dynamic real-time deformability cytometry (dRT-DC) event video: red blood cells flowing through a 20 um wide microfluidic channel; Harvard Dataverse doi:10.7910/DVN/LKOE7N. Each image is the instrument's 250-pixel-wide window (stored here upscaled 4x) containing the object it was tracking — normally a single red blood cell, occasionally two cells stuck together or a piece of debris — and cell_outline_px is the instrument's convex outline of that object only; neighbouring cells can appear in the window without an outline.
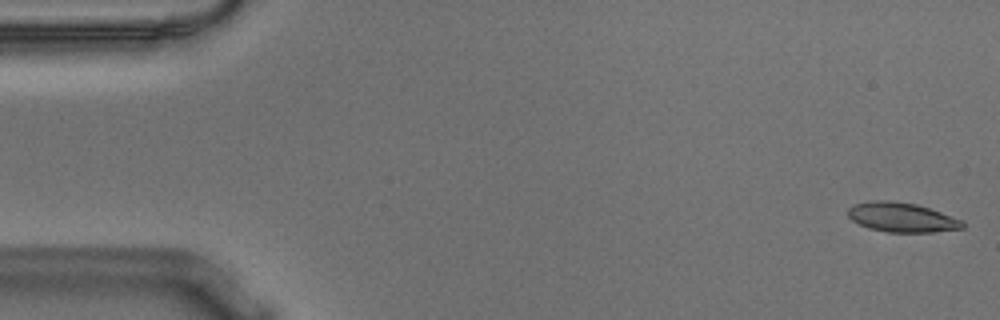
{"species": "Egyptian fruit bat (a non-hibernating species)", "species_latin": "Rousettus aegyptiacus", "temperature_condition": "warm", "stored_images_in_passage": 56, "camera_frame_rate_fps": 3000, "um_per_image_px": 0.085, "animal": {"sex": "male"}, "frame": {"image": 1, "passage_image": 1, "time_ms": 0.0, "image_size_px": [1000, 320], "cell_outline_px": [[964, 228], [932, 232], [888, 232], [868, 228], [852, 220], [848, 216], [848, 208], [856, 204], [872, 200], [892, 200], [916, 204], [964, 220]], "centroid_in_image_um": [76.66, 18.47], "position_along_channel_um": 8.3, "area_um2": 19.65}}
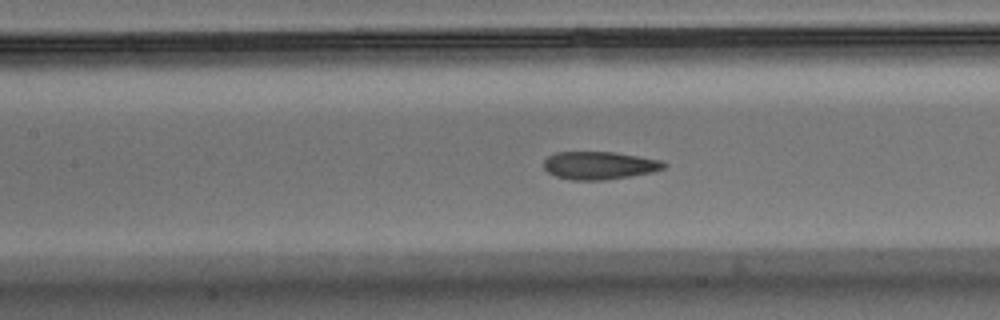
{"frame": {"image": 2, "passage_image": 24, "time_ms": 7.667, "image_size_px": [1000, 320], "cell_outline_px": [[668, 164], [664, 168], [652, 172], [604, 180], [572, 180], [556, 176], [548, 172], [544, 168], [544, 160], [548, 156], [556, 152], [616, 152], [660, 160]], "centroid_in_image_um": [50.93, 14.05], "position_along_channel_um": 156.5, "area_um2": 19.42}}
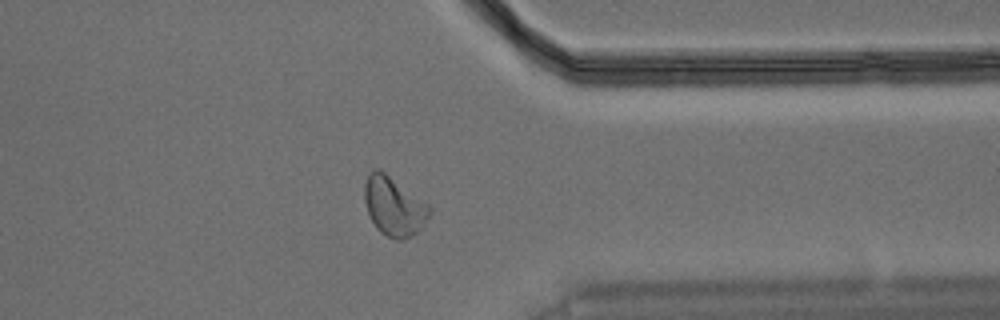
{"frame": {"image": 3, "passage_image": 43, "time_ms": 14.0, "image_size_px": [1000, 320], "cell_outline_px": [[432, 212], [420, 228], [412, 236], [404, 240], [396, 240], [380, 232], [376, 228], [368, 212], [364, 200], [364, 184], [368, 172], [372, 168], [376, 168], [384, 172], [428, 204], [432, 208]], "centroid_in_image_um": [33.46, 17.53], "position_along_channel_um": 377.9, "area_um2": 22.25}, "authors_computed_cell_mechanics": {"area_um2": 20.2589, "velocity_mm_per_s": 3.6192, "shape_relaxation_time_tau1_ms": null, "shape_relaxation_time_tau2_ms": 1.7403, "deformation_change_tau1": null, "deformation_change_tau2": 0.0777}}